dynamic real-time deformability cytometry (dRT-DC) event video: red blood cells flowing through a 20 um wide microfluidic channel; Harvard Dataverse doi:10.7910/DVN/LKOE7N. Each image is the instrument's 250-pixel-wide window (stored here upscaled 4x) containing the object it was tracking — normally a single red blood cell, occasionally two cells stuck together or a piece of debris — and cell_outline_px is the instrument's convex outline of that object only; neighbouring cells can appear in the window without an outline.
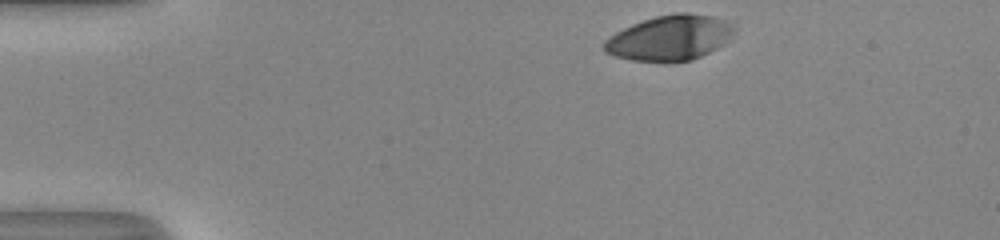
{"species": "human", "species_latin": "Homo sapiens", "temperature_condition": "room temperature", "stored_images_in_passage": 34, "camera_frame_rate_fps": 3000, "um_per_image_px": 0.085, "donor": {"sex": "male"}, "frame": {"image": 1, "passage_image": 1, "time_ms": 0.0, "image_size_px": [1000, 240], "cell_outline_px": [[736, 28], [728, 40], [724, 44], [692, 60], [632, 60], [616, 56], [604, 52], [604, 40], [616, 32], [632, 24], [656, 16], [676, 12], [684, 12], [712, 16], [724, 20], [732, 24]], "centroid_in_image_um": [56.94, 3.19], "position_along_channel_um": 28.1, "area_um2": 33.64}}
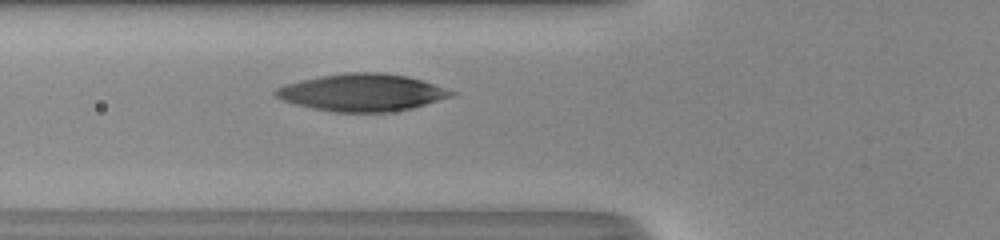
{"frame": {"image": 2, "passage_image": 12, "time_ms": 3.667, "image_size_px": [1000, 240], "cell_outline_px": [[456, 92], [452, 96], [412, 108], [388, 112], [332, 112], [312, 108], [296, 104], [284, 100], [276, 96], [272, 92], [276, 88], [300, 80], [320, 76], [344, 72], [384, 72], [408, 76]], "centroid_in_image_um": [30.75, 7.86], "position_along_channel_um": 95.0, "area_um2": 37.92}}
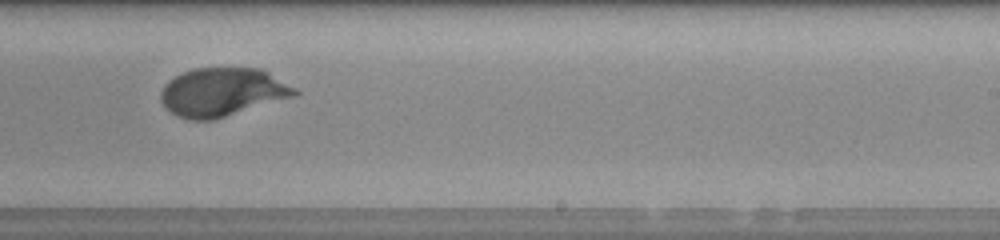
{"frame": {"image": 3, "passage_image": 25, "time_ms": 8.0, "image_size_px": [1000, 240], "cell_outline_px": [[300, 92], [296, 96], [212, 120], [188, 120], [176, 116], [168, 112], [160, 100], [160, 92], [164, 84], [168, 80], [184, 72], [196, 68], [260, 68], [268, 72], [296, 88]], "centroid_in_image_um": [18.87, 7.84], "position_along_channel_um": 270.1, "area_um2": 37.97}, "authors_computed_cell_mechanics": {"area_um2": 37.9168, "velocity_mm_per_s": 4.0483, "shape_relaxation_time_tau1_ms": 5.4302, "shape_relaxation_time_tau2_ms": 0.9464, "deformation_change_tau1": 0.2532, "deformation_change_tau2": 0.0365}}